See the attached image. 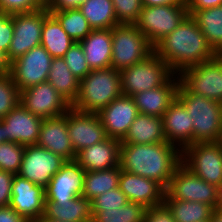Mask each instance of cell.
<instances>
[{"label": "cell", "instance_id": "31", "mask_svg": "<svg viewBox=\"0 0 222 222\" xmlns=\"http://www.w3.org/2000/svg\"><path fill=\"white\" fill-rule=\"evenodd\" d=\"M79 10L93 29H112L118 26L112 0H87Z\"/></svg>", "mask_w": 222, "mask_h": 222}, {"label": "cell", "instance_id": "30", "mask_svg": "<svg viewBox=\"0 0 222 222\" xmlns=\"http://www.w3.org/2000/svg\"><path fill=\"white\" fill-rule=\"evenodd\" d=\"M192 17L202 30L208 44L217 54H222V5L197 10Z\"/></svg>", "mask_w": 222, "mask_h": 222}, {"label": "cell", "instance_id": "2", "mask_svg": "<svg viewBox=\"0 0 222 222\" xmlns=\"http://www.w3.org/2000/svg\"><path fill=\"white\" fill-rule=\"evenodd\" d=\"M154 52L177 75L184 69L211 60L217 55L191 15L161 39L154 46Z\"/></svg>", "mask_w": 222, "mask_h": 222}, {"label": "cell", "instance_id": "15", "mask_svg": "<svg viewBox=\"0 0 222 222\" xmlns=\"http://www.w3.org/2000/svg\"><path fill=\"white\" fill-rule=\"evenodd\" d=\"M67 129L76 154L107 138L97 113L81 112L72 107L67 111Z\"/></svg>", "mask_w": 222, "mask_h": 222}, {"label": "cell", "instance_id": "10", "mask_svg": "<svg viewBox=\"0 0 222 222\" xmlns=\"http://www.w3.org/2000/svg\"><path fill=\"white\" fill-rule=\"evenodd\" d=\"M165 194L170 199L202 202L215 209L218 187L204 181L181 163L174 171Z\"/></svg>", "mask_w": 222, "mask_h": 222}, {"label": "cell", "instance_id": "32", "mask_svg": "<svg viewBox=\"0 0 222 222\" xmlns=\"http://www.w3.org/2000/svg\"><path fill=\"white\" fill-rule=\"evenodd\" d=\"M120 175V165L107 170L86 171L81 196L87 198L91 202L102 193L119 187Z\"/></svg>", "mask_w": 222, "mask_h": 222}, {"label": "cell", "instance_id": "26", "mask_svg": "<svg viewBox=\"0 0 222 222\" xmlns=\"http://www.w3.org/2000/svg\"><path fill=\"white\" fill-rule=\"evenodd\" d=\"M44 216L62 222H92L91 202L77 196L69 201H45Z\"/></svg>", "mask_w": 222, "mask_h": 222}, {"label": "cell", "instance_id": "7", "mask_svg": "<svg viewBox=\"0 0 222 222\" xmlns=\"http://www.w3.org/2000/svg\"><path fill=\"white\" fill-rule=\"evenodd\" d=\"M189 15L186 4L143 6L134 24L154 47Z\"/></svg>", "mask_w": 222, "mask_h": 222}, {"label": "cell", "instance_id": "43", "mask_svg": "<svg viewBox=\"0 0 222 222\" xmlns=\"http://www.w3.org/2000/svg\"><path fill=\"white\" fill-rule=\"evenodd\" d=\"M144 222H175L172 213L163 203L151 208H146Z\"/></svg>", "mask_w": 222, "mask_h": 222}, {"label": "cell", "instance_id": "52", "mask_svg": "<svg viewBox=\"0 0 222 222\" xmlns=\"http://www.w3.org/2000/svg\"><path fill=\"white\" fill-rule=\"evenodd\" d=\"M34 222H62V221H57V220H53V219H48L46 218L44 215L39 219L36 220Z\"/></svg>", "mask_w": 222, "mask_h": 222}, {"label": "cell", "instance_id": "18", "mask_svg": "<svg viewBox=\"0 0 222 222\" xmlns=\"http://www.w3.org/2000/svg\"><path fill=\"white\" fill-rule=\"evenodd\" d=\"M107 137L122 141L139 111L130 96L121 95L98 113Z\"/></svg>", "mask_w": 222, "mask_h": 222}, {"label": "cell", "instance_id": "24", "mask_svg": "<svg viewBox=\"0 0 222 222\" xmlns=\"http://www.w3.org/2000/svg\"><path fill=\"white\" fill-rule=\"evenodd\" d=\"M121 141L107 137L79 151L75 161L85 171H100L119 166Z\"/></svg>", "mask_w": 222, "mask_h": 222}, {"label": "cell", "instance_id": "38", "mask_svg": "<svg viewBox=\"0 0 222 222\" xmlns=\"http://www.w3.org/2000/svg\"><path fill=\"white\" fill-rule=\"evenodd\" d=\"M63 58L72 74L77 77L78 80L83 79L89 72H91L83 48L79 42H75L65 53Z\"/></svg>", "mask_w": 222, "mask_h": 222}, {"label": "cell", "instance_id": "49", "mask_svg": "<svg viewBox=\"0 0 222 222\" xmlns=\"http://www.w3.org/2000/svg\"><path fill=\"white\" fill-rule=\"evenodd\" d=\"M10 72V62L5 53L0 51V75Z\"/></svg>", "mask_w": 222, "mask_h": 222}, {"label": "cell", "instance_id": "54", "mask_svg": "<svg viewBox=\"0 0 222 222\" xmlns=\"http://www.w3.org/2000/svg\"><path fill=\"white\" fill-rule=\"evenodd\" d=\"M217 143L222 148V127H221L220 136H219V139H218Z\"/></svg>", "mask_w": 222, "mask_h": 222}, {"label": "cell", "instance_id": "39", "mask_svg": "<svg viewBox=\"0 0 222 222\" xmlns=\"http://www.w3.org/2000/svg\"><path fill=\"white\" fill-rule=\"evenodd\" d=\"M118 24H135L143 8L142 0H112Z\"/></svg>", "mask_w": 222, "mask_h": 222}, {"label": "cell", "instance_id": "33", "mask_svg": "<svg viewBox=\"0 0 222 222\" xmlns=\"http://www.w3.org/2000/svg\"><path fill=\"white\" fill-rule=\"evenodd\" d=\"M163 203L173 215L175 222H200L210 220L213 208L205 203L197 201H183L170 199L164 195Z\"/></svg>", "mask_w": 222, "mask_h": 222}, {"label": "cell", "instance_id": "51", "mask_svg": "<svg viewBox=\"0 0 222 222\" xmlns=\"http://www.w3.org/2000/svg\"><path fill=\"white\" fill-rule=\"evenodd\" d=\"M215 209L222 210V184L218 187V198Z\"/></svg>", "mask_w": 222, "mask_h": 222}, {"label": "cell", "instance_id": "1", "mask_svg": "<svg viewBox=\"0 0 222 222\" xmlns=\"http://www.w3.org/2000/svg\"><path fill=\"white\" fill-rule=\"evenodd\" d=\"M181 159L182 151L169 142L120 144L121 170L154 180L165 190Z\"/></svg>", "mask_w": 222, "mask_h": 222}, {"label": "cell", "instance_id": "16", "mask_svg": "<svg viewBox=\"0 0 222 222\" xmlns=\"http://www.w3.org/2000/svg\"><path fill=\"white\" fill-rule=\"evenodd\" d=\"M3 140L22 145H36L43 119L33 115L21 103L1 120Z\"/></svg>", "mask_w": 222, "mask_h": 222}, {"label": "cell", "instance_id": "28", "mask_svg": "<svg viewBox=\"0 0 222 222\" xmlns=\"http://www.w3.org/2000/svg\"><path fill=\"white\" fill-rule=\"evenodd\" d=\"M47 81L72 105L78 97L80 80L75 77L64 58H53Z\"/></svg>", "mask_w": 222, "mask_h": 222}, {"label": "cell", "instance_id": "14", "mask_svg": "<svg viewBox=\"0 0 222 222\" xmlns=\"http://www.w3.org/2000/svg\"><path fill=\"white\" fill-rule=\"evenodd\" d=\"M20 103L42 119L60 116L71 108L48 81L20 91Z\"/></svg>", "mask_w": 222, "mask_h": 222}, {"label": "cell", "instance_id": "12", "mask_svg": "<svg viewBox=\"0 0 222 222\" xmlns=\"http://www.w3.org/2000/svg\"><path fill=\"white\" fill-rule=\"evenodd\" d=\"M66 159L37 145H26L18 175L44 189Z\"/></svg>", "mask_w": 222, "mask_h": 222}, {"label": "cell", "instance_id": "4", "mask_svg": "<svg viewBox=\"0 0 222 222\" xmlns=\"http://www.w3.org/2000/svg\"><path fill=\"white\" fill-rule=\"evenodd\" d=\"M176 98L193 119V144L217 142L222 127V103L191 93L181 83Z\"/></svg>", "mask_w": 222, "mask_h": 222}, {"label": "cell", "instance_id": "35", "mask_svg": "<svg viewBox=\"0 0 222 222\" xmlns=\"http://www.w3.org/2000/svg\"><path fill=\"white\" fill-rule=\"evenodd\" d=\"M146 208L129 202L118 209L91 211L92 222H144Z\"/></svg>", "mask_w": 222, "mask_h": 222}, {"label": "cell", "instance_id": "17", "mask_svg": "<svg viewBox=\"0 0 222 222\" xmlns=\"http://www.w3.org/2000/svg\"><path fill=\"white\" fill-rule=\"evenodd\" d=\"M11 206L28 222L39 220L45 212V189L16 174L11 188Z\"/></svg>", "mask_w": 222, "mask_h": 222}, {"label": "cell", "instance_id": "37", "mask_svg": "<svg viewBox=\"0 0 222 222\" xmlns=\"http://www.w3.org/2000/svg\"><path fill=\"white\" fill-rule=\"evenodd\" d=\"M25 145L5 141L0 144V170L18 174L23 159Z\"/></svg>", "mask_w": 222, "mask_h": 222}, {"label": "cell", "instance_id": "25", "mask_svg": "<svg viewBox=\"0 0 222 222\" xmlns=\"http://www.w3.org/2000/svg\"><path fill=\"white\" fill-rule=\"evenodd\" d=\"M79 43L91 70L111 67L112 29L92 30Z\"/></svg>", "mask_w": 222, "mask_h": 222}, {"label": "cell", "instance_id": "53", "mask_svg": "<svg viewBox=\"0 0 222 222\" xmlns=\"http://www.w3.org/2000/svg\"><path fill=\"white\" fill-rule=\"evenodd\" d=\"M3 142H5V141L3 140L2 122L0 121V144L3 143Z\"/></svg>", "mask_w": 222, "mask_h": 222}, {"label": "cell", "instance_id": "36", "mask_svg": "<svg viewBox=\"0 0 222 222\" xmlns=\"http://www.w3.org/2000/svg\"><path fill=\"white\" fill-rule=\"evenodd\" d=\"M20 103V91L10 72L0 75V120Z\"/></svg>", "mask_w": 222, "mask_h": 222}, {"label": "cell", "instance_id": "34", "mask_svg": "<svg viewBox=\"0 0 222 222\" xmlns=\"http://www.w3.org/2000/svg\"><path fill=\"white\" fill-rule=\"evenodd\" d=\"M49 12L59 21L63 30L75 42L82 41L93 30L79 8Z\"/></svg>", "mask_w": 222, "mask_h": 222}, {"label": "cell", "instance_id": "27", "mask_svg": "<svg viewBox=\"0 0 222 222\" xmlns=\"http://www.w3.org/2000/svg\"><path fill=\"white\" fill-rule=\"evenodd\" d=\"M167 142L163 119L139 113L130 125L129 131L121 144H151Z\"/></svg>", "mask_w": 222, "mask_h": 222}, {"label": "cell", "instance_id": "45", "mask_svg": "<svg viewBox=\"0 0 222 222\" xmlns=\"http://www.w3.org/2000/svg\"><path fill=\"white\" fill-rule=\"evenodd\" d=\"M87 0H46L45 8L48 11H63L77 9Z\"/></svg>", "mask_w": 222, "mask_h": 222}, {"label": "cell", "instance_id": "47", "mask_svg": "<svg viewBox=\"0 0 222 222\" xmlns=\"http://www.w3.org/2000/svg\"><path fill=\"white\" fill-rule=\"evenodd\" d=\"M0 222H28L11 206L0 208Z\"/></svg>", "mask_w": 222, "mask_h": 222}, {"label": "cell", "instance_id": "29", "mask_svg": "<svg viewBox=\"0 0 222 222\" xmlns=\"http://www.w3.org/2000/svg\"><path fill=\"white\" fill-rule=\"evenodd\" d=\"M74 43L59 21L50 13L43 22L41 45L53 58H63Z\"/></svg>", "mask_w": 222, "mask_h": 222}, {"label": "cell", "instance_id": "6", "mask_svg": "<svg viewBox=\"0 0 222 222\" xmlns=\"http://www.w3.org/2000/svg\"><path fill=\"white\" fill-rule=\"evenodd\" d=\"M154 47L134 24H119L112 28L111 67L117 71L145 60Z\"/></svg>", "mask_w": 222, "mask_h": 222}, {"label": "cell", "instance_id": "40", "mask_svg": "<svg viewBox=\"0 0 222 222\" xmlns=\"http://www.w3.org/2000/svg\"><path fill=\"white\" fill-rule=\"evenodd\" d=\"M126 203H128L126 195L117 187L94 198L91 201V211L118 209Z\"/></svg>", "mask_w": 222, "mask_h": 222}, {"label": "cell", "instance_id": "21", "mask_svg": "<svg viewBox=\"0 0 222 222\" xmlns=\"http://www.w3.org/2000/svg\"><path fill=\"white\" fill-rule=\"evenodd\" d=\"M36 145L62 156L67 161L76 159L77 154L74 152L67 129V112L43 119Z\"/></svg>", "mask_w": 222, "mask_h": 222}, {"label": "cell", "instance_id": "44", "mask_svg": "<svg viewBox=\"0 0 222 222\" xmlns=\"http://www.w3.org/2000/svg\"><path fill=\"white\" fill-rule=\"evenodd\" d=\"M14 174L0 170V208L9 206Z\"/></svg>", "mask_w": 222, "mask_h": 222}, {"label": "cell", "instance_id": "22", "mask_svg": "<svg viewBox=\"0 0 222 222\" xmlns=\"http://www.w3.org/2000/svg\"><path fill=\"white\" fill-rule=\"evenodd\" d=\"M162 119L167 142L181 151L193 144V119L177 98L169 105Z\"/></svg>", "mask_w": 222, "mask_h": 222}, {"label": "cell", "instance_id": "11", "mask_svg": "<svg viewBox=\"0 0 222 222\" xmlns=\"http://www.w3.org/2000/svg\"><path fill=\"white\" fill-rule=\"evenodd\" d=\"M49 14L50 12L43 6L36 11L11 15L14 32L6 55L10 63L32 48L41 45L43 22Z\"/></svg>", "mask_w": 222, "mask_h": 222}, {"label": "cell", "instance_id": "19", "mask_svg": "<svg viewBox=\"0 0 222 222\" xmlns=\"http://www.w3.org/2000/svg\"><path fill=\"white\" fill-rule=\"evenodd\" d=\"M85 170L75 161H66L45 188V201H69L81 196Z\"/></svg>", "mask_w": 222, "mask_h": 222}, {"label": "cell", "instance_id": "55", "mask_svg": "<svg viewBox=\"0 0 222 222\" xmlns=\"http://www.w3.org/2000/svg\"><path fill=\"white\" fill-rule=\"evenodd\" d=\"M200 222H210V220H203V221H200Z\"/></svg>", "mask_w": 222, "mask_h": 222}, {"label": "cell", "instance_id": "5", "mask_svg": "<svg viewBox=\"0 0 222 222\" xmlns=\"http://www.w3.org/2000/svg\"><path fill=\"white\" fill-rule=\"evenodd\" d=\"M120 73L122 95L130 97L164 85L175 74L155 52L145 60L122 69Z\"/></svg>", "mask_w": 222, "mask_h": 222}, {"label": "cell", "instance_id": "48", "mask_svg": "<svg viewBox=\"0 0 222 222\" xmlns=\"http://www.w3.org/2000/svg\"><path fill=\"white\" fill-rule=\"evenodd\" d=\"M186 4L185 0H142L143 6Z\"/></svg>", "mask_w": 222, "mask_h": 222}, {"label": "cell", "instance_id": "8", "mask_svg": "<svg viewBox=\"0 0 222 222\" xmlns=\"http://www.w3.org/2000/svg\"><path fill=\"white\" fill-rule=\"evenodd\" d=\"M178 75L180 83L189 92L222 103V54L184 69Z\"/></svg>", "mask_w": 222, "mask_h": 222}, {"label": "cell", "instance_id": "9", "mask_svg": "<svg viewBox=\"0 0 222 222\" xmlns=\"http://www.w3.org/2000/svg\"><path fill=\"white\" fill-rule=\"evenodd\" d=\"M181 163L204 181L217 187L222 184V148L217 142L185 147Z\"/></svg>", "mask_w": 222, "mask_h": 222}, {"label": "cell", "instance_id": "46", "mask_svg": "<svg viewBox=\"0 0 222 222\" xmlns=\"http://www.w3.org/2000/svg\"><path fill=\"white\" fill-rule=\"evenodd\" d=\"M189 15H193L197 10L221 6L222 0H185Z\"/></svg>", "mask_w": 222, "mask_h": 222}, {"label": "cell", "instance_id": "42", "mask_svg": "<svg viewBox=\"0 0 222 222\" xmlns=\"http://www.w3.org/2000/svg\"><path fill=\"white\" fill-rule=\"evenodd\" d=\"M14 24L10 14L0 11V51L8 54L9 46L13 38Z\"/></svg>", "mask_w": 222, "mask_h": 222}, {"label": "cell", "instance_id": "50", "mask_svg": "<svg viewBox=\"0 0 222 222\" xmlns=\"http://www.w3.org/2000/svg\"><path fill=\"white\" fill-rule=\"evenodd\" d=\"M210 222H222V210L213 209Z\"/></svg>", "mask_w": 222, "mask_h": 222}, {"label": "cell", "instance_id": "23", "mask_svg": "<svg viewBox=\"0 0 222 222\" xmlns=\"http://www.w3.org/2000/svg\"><path fill=\"white\" fill-rule=\"evenodd\" d=\"M179 75L174 74L164 85L131 96L139 113L163 117L169 105L176 99Z\"/></svg>", "mask_w": 222, "mask_h": 222}, {"label": "cell", "instance_id": "41", "mask_svg": "<svg viewBox=\"0 0 222 222\" xmlns=\"http://www.w3.org/2000/svg\"><path fill=\"white\" fill-rule=\"evenodd\" d=\"M46 0H0V11L18 14L36 11L45 5Z\"/></svg>", "mask_w": 222, "mask_h": 222}, {"label": "cell", "instance_id": "3", "mask_svg": "<svg viewBox=\"0 0 222 222\" xmlns=\"http://www.w3.org/2000/svg\"><path fill=\"white\" fill-rule=\"evenodd\" d=\"M121 95L120 71L112 67L91 70L80 80L78 97L71 107L81 112L98 113Z\"/></svg>", "mask_w": 222, "mask_h": 222}, {"label": "cell", "instance_id": "20", "mask_svg": "<svg viewBox=\"0 0 222 222\" xmlns=\"http://www.w3.org/2000/svg\"><path fill=\"white\" fill-rule=\"evenodd\" d=\"M119 188L129 202L145 208L163 204L165 189L156 181L121 170Z\"/></svg>", "mask_w": 222, "mask_h": 222}, {"label": "cell", "instance_id": "13", "mask_svg": "<svg viewBox=\"0 0 222 222\" xmlns=\"http://www.w3.org/2000/svg\"><path fill=\"white\" fill-rule=\"evenodd\" d=\"M53 57L38 45L10 63V74L19 91L47 81Z\"/></svg>", "mask_w": 222, "mask_h": 222}]
</instances>
